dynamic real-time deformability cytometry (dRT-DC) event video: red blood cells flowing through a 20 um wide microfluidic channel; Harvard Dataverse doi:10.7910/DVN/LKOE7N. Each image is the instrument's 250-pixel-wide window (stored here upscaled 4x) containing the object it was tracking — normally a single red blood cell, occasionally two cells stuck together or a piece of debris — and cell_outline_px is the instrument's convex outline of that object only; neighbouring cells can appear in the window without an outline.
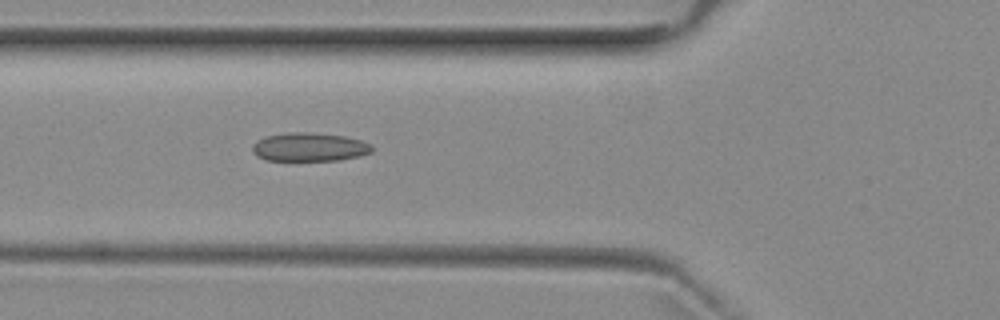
{"species": "common noctule bat (a hibernating species)", "species_latin": "Nyctalus noctula", "temperature_condition": "room temperature", "stored_images_in_passage": 5, "camera_frame_rate_fps": 3000, "um_per_image_px": 0.085, "animal": {"sex": "female", "body_mass_g": 29.2, "forearm_length_mm": 56.3}, "frame": {"image": 1, "passage_image": 5, "time_ms": 4.333, "image_size_px": [1000, 320], "cell_outline_px": [[372, 152], [360, 156], [340, 160], [264, 160], [256, 156], [252, 152], [252, 144], [256, 140], [264, 136], [288, 132], [308, 132], [344, 136], [360, 140], [372, 144]], "centroid_in_image_um": [26.26, 12.49], "position_along_channel_um": 99.5, "area_um2": 20.11}}